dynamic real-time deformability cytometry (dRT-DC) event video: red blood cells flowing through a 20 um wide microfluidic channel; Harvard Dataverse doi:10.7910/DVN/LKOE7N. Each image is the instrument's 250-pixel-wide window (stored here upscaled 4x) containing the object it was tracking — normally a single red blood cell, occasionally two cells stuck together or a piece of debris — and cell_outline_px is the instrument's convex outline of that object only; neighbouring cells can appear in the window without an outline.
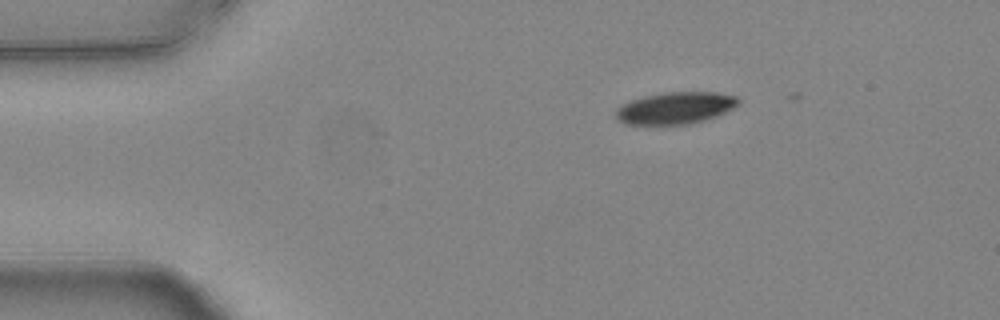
{"species": "common noctule bat (a hibernating species)", "species_latin": "Nyctalus noctula", "temperature_condition": "warm", "stored_images_in_passage": 38, "camera_frame_rate_fps": 3000, "um_per_image_px": 0.085, "animal": {"sex": "female", "body_mass_g": 24.6, "forearm_length_mm": 56.2}, "frame": {"image": 1, "passage_image": 1, "time_ms": 0.0, "image_size_px": [1000, 320], "cell_outline_px": [[740, 100], [732, 108], [716, 116], [704, 120], [688, 124], [624, 124], [616, 120], [616, 108], [620, 104], [644, 96], [664, 92], [716, 92], [736, 96]], "centroid_in_image_um": [57.35, 9.17], "position_along_channel_um": 27.6, "area_um2": 22.72}}
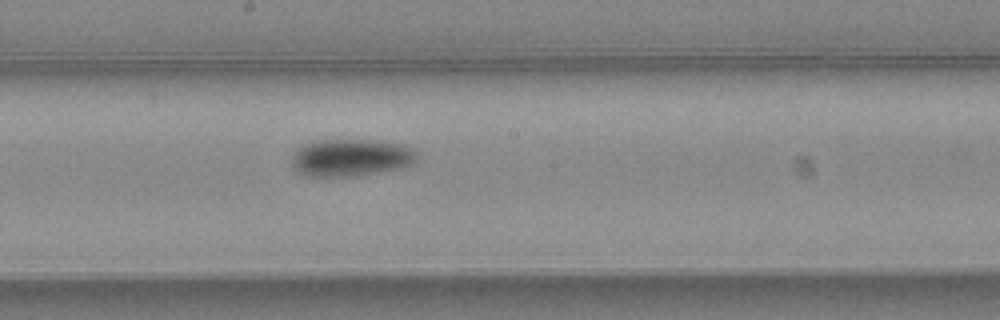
{"frame": {"image": 2, "passage_image": 21, "time_ms": 6.667, "image_size_px": [1000, 320], "cell_outline_px": [[416, 160], [412, 164], [400, 168], [360, 176], [304, 176], [296, 172], [292, 164], [292, 152], [304, 144], [320, 140], [376, 140], [404, 144], [416, 152]], "centroid_in_image_um": [29.8, 13.4], "position_along_channel_um": 218.4, "area_um2": 27.46}}
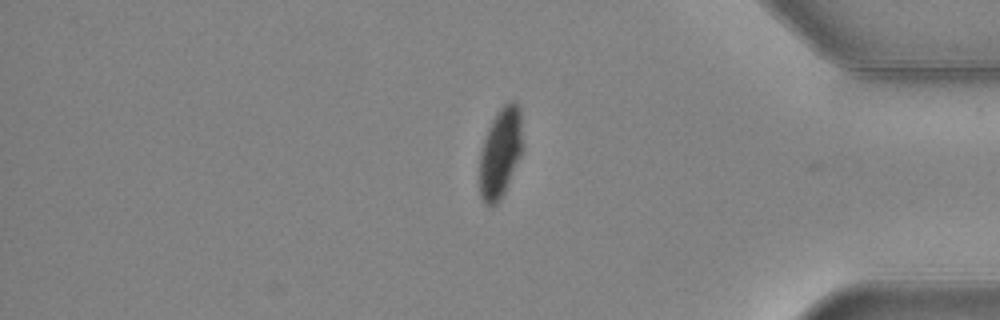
{"frame": {"image": 3, "passage_image": 37, "time_ms": 12.0, "image_size_px": [1000, 320], "cell_outline_px": [[524, 148], [504, 192], [496, 204], [484, 204], [480, 196], [480, 152], [488, 128], [496, 112], [508, 100], [512, 100], [520, 108], [524, 144]], "centroid_in_image_um": [42.56, 12.93], "position_along_channel_um": 392.6, "area_um2": 22.72}, "authors_computed_cell_mechanics": {"area_um2": 26.1256, "velocity_mm_per_s": 3.7717, "shape_relaxation_time_tau1_ms": 3.6122, "shape_relaxation_time_tau2_ms": 2.9628, "deformation_change_tau1": 0.1621, "deformation_change_tau2": 0.0535}}